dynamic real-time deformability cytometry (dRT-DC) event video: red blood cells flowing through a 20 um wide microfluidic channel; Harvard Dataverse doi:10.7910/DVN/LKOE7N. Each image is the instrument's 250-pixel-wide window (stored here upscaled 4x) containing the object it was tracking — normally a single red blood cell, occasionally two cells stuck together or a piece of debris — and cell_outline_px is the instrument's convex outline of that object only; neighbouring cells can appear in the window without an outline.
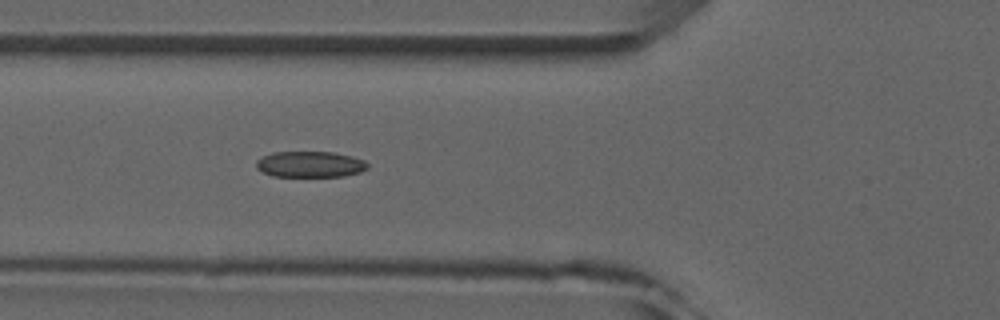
{"species": "common noctule bat (a hibernating species)", "species_latin": "Nyctalus noctula", "temperature_condition": "room temperature", "stored_images_in_passage": 4, "camera_frame_rate_fps": 3000, "um_per_image_px": 0.085, "animal": {"sex": "male", "forearm_length_mm": 52.5}, "frame": {"image": 1, "passage_image": 4, "time_ms": 4.333, "image_size_px": [1000, 320], "cell_outline_px": [[368, 168], [360, 172], [344, 176], [272, 176], [256, 168], [256, 160], [272, 152], [332, 152], [352, 156], [364, 160], [368, 164]], "centroid_in_image_um": [26.36, 13.96], "position_along_channel_um": 99.4, "area_um2": 16.82}}